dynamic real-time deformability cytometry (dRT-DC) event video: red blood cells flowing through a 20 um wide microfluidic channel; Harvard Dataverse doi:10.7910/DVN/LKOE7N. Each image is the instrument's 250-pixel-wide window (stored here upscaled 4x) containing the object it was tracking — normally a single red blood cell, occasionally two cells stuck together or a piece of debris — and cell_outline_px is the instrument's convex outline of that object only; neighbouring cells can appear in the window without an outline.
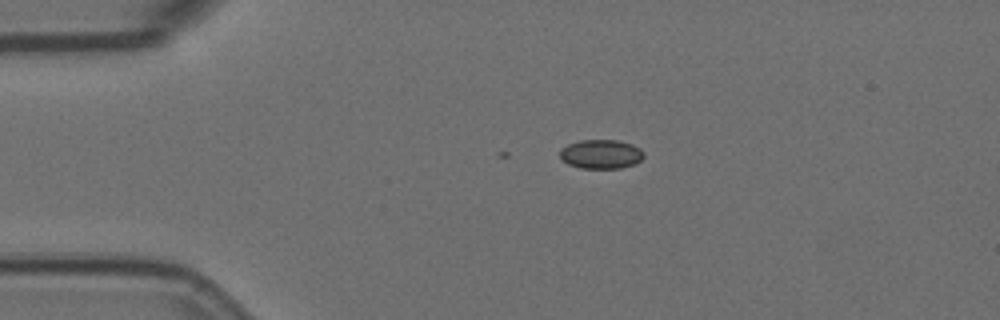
{"species": "Egyptian fruit bat (a non-hibernating species)", "species_latin": "Rousettus aegyptiacus", "temperature_condition": "room temperature", "stored_images_in_passage": 8, "camera_frame_rate_fps": 3000, "um_per_image_px": 0.085, "animal": {"sex": "female"}, "frame": {"image": 1, "passage_image": 1, "time_ms": 0.0, "image_size_px": [1000, 320], "cell_outline_px": [[644, 156], [636, 164], [620, 168], [580, 168], [568, 164], [560, 156], [560, 148], [568, 144], [580, 140], [616, 140], [632, 144], [640, 148], [644, 152]], "centroid_in_image_um": [51.1, 13.1], "position_along_channel_um": 33.9, "area_um2": 14.28}}
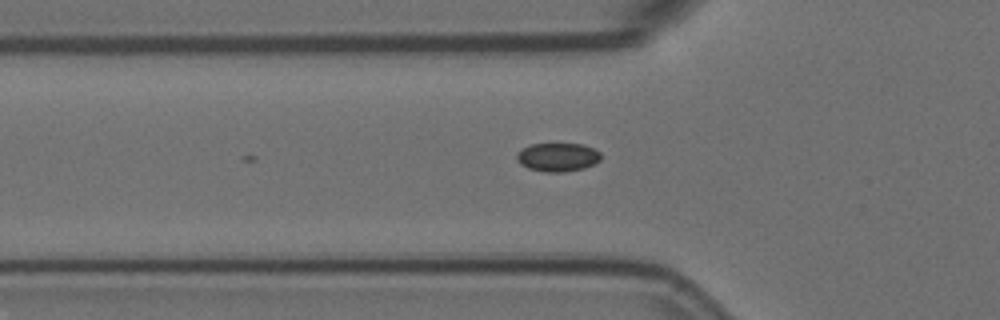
{"frame": {"image": 2, "passage_image": 8, "time_ms": 2.333, "image_size_px": [1000, 320], "cell_outline_px": [[600, 160], [584, 168], [564, 172], [544, 172], [528, 168], [520, 164], [516, 160], [516, 156], [524, 148], [532, 144], [584, 144], [600, 152]], "centroid_in_image_um": [47.4, 13.36], "position_along_channel_um": 78.4, "area_um2": 13.87}}